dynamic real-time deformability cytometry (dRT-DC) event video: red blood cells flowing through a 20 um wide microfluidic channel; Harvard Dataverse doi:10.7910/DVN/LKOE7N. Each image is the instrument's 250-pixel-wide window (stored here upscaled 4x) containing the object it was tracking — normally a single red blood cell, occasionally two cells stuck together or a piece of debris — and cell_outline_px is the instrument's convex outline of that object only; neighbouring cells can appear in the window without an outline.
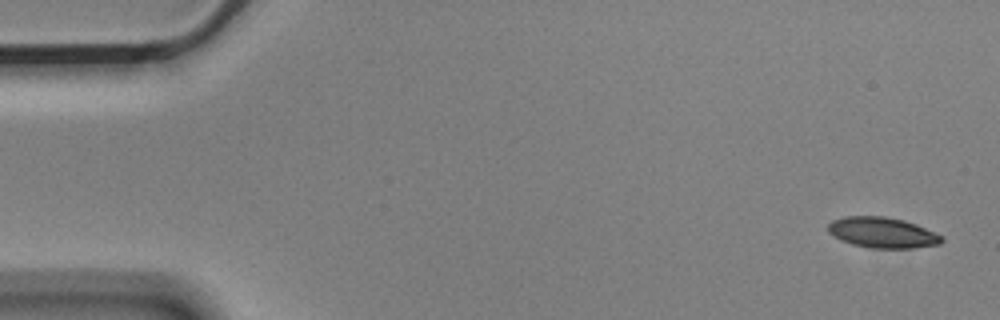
{"species": "Egyptian fruit bat (a non-hibernating species)", "species_latin": "Rousettus aegyptiacus", "temperature_condition": "cold", "stored_images_in_passage": 5, "camera_frame_rate_fps": 3000, "um_per_image_px": 0.085, "animal": {"sex": "male"}, "frame": {"image": 1, "passage_image": 1, "time_ms": 0.0, "image_size_px": [1000, 320], "cell_outline_px": [[944, 240], [940, 244], [912, 248], [872, 248], [852, 244], [840, 240], [828, 232], [828, 224], [832, 220], [844, 216], [884, 216], [904, 220], [916, 224], [944, 236]], "centroid_in_image_um": [75.01, 19.76], "position_along_channel_um": 10.0, "area_um2": 20.4}}